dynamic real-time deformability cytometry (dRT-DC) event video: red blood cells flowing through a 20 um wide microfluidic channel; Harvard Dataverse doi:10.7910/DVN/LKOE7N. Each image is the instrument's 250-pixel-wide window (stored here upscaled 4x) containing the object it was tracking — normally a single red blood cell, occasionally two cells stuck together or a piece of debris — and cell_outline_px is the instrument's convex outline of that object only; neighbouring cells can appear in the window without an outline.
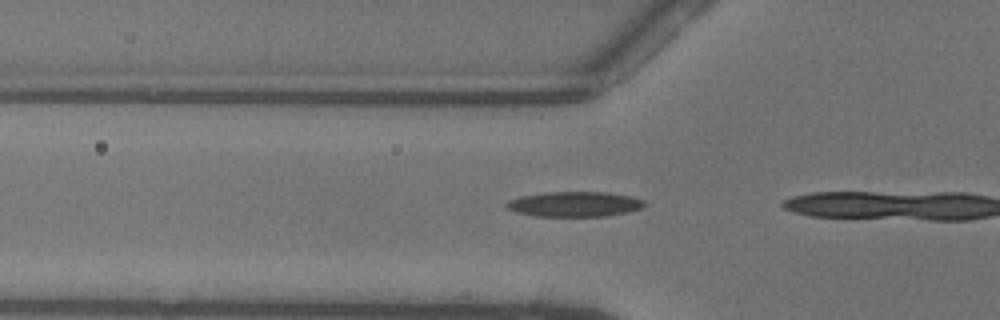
{"species": "common noctule bat (a hibernating species)", "species_latin": "Nyctalus noctula", "temperature_condition": "warm", "stored_images_in_passage": 4, "camera_frame_rate_fps": 3000, "um_per_image_px": 0.085, "animal": {"sex": "female"}, "frame": {"image": 1, "passage_image": 3, "time_ms": 0.667, "image_size_px": [1000, 320], "cell_outline_px": [[648, 204], [640, 208], [628, 212], [604, 216], [536, 216], [516, 212], [508, 208], [504, 204], [508, 200], [520, 196], [548, 192], [608, 192], [632, 196], [644, 200]], "centroid_in_image_um": [48.86, 17.34], "position_along_channel_um": 76.9, "area_um2": 20.23}}